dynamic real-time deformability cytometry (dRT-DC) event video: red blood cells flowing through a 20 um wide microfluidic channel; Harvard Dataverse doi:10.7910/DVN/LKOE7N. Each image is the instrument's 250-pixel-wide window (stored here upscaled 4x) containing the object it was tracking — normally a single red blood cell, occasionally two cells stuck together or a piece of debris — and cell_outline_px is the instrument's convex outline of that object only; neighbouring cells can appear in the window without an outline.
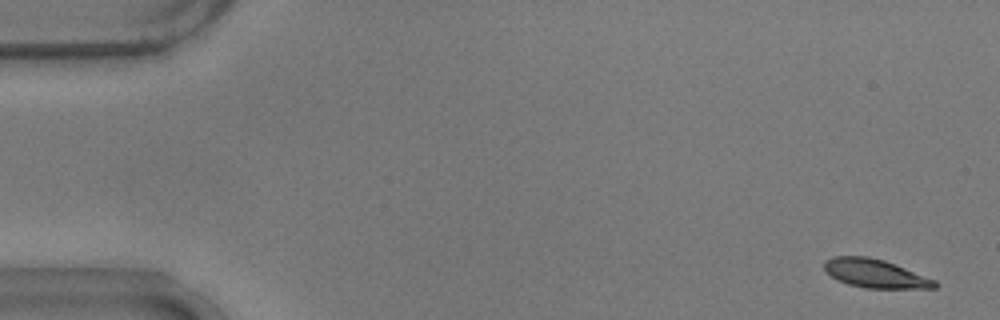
{"species": "common noctule bat (a hibernating species)", "species_latin": "Nyctalus noctula", "temperature_condition": "warm", "stored_images_in_passage": 53, "camera_frame_rate_fps": 3000, "um_per_image_px": 0.085, "animal": {"sex": "male", "body_mass_g": 17.9}, "frame": {"image": 1, "passage_image": 1, "time_ms": 0.0, "image_size_px": [1000, 320], "cell_outline_px": [[940, 284], [936, 288], [864, 288], [848, 284], [832, 276], [824, 268], [824, 260], [832, 256], [868, 256], [884, 260], [936, 280]], "centroid_in_image_um": [74.41, 23.24], "position_along_channel_um": 10.6, "area_um2": 18.32}}
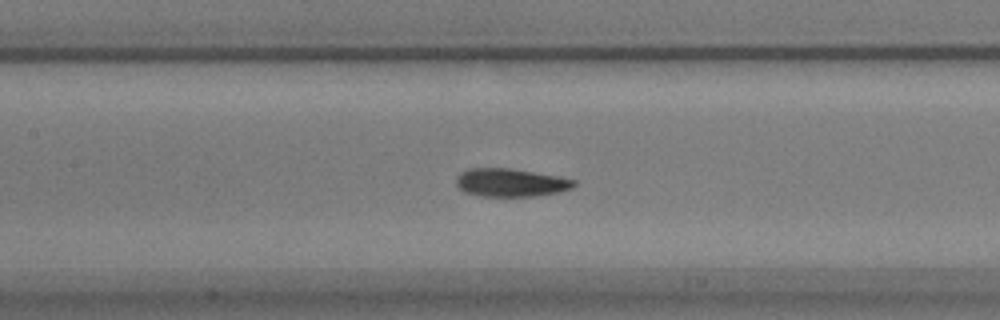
{"frame": {"image": 2, "passage_image": 24, "time_ms": 7.667, "image_size_px": [1000, 320], "cell_outline_px": [[576, 184], [572, 188], [556, 192], [532, 196], [480, 196], [464, 192], [456, 184], [456, 176], [460, 172], [468, 168], [512, 168], [556, 176], [576, 180]], "centroid_in_image_um": [43.36, 15.51], "position_along_channel_um": 164.0, "area_um2": 19.25}}
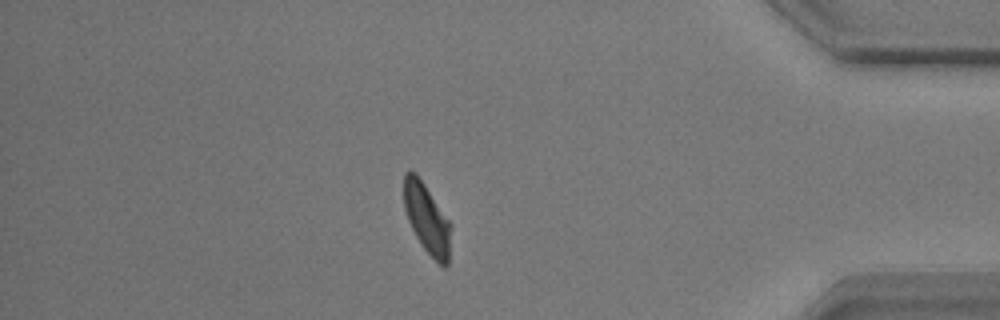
{"frame": {"image": 3, "passage_image": 46, "time_ms": 15.0, "image_size_px": [1000, 320], "cell_outline_px": [[452, 224], [448, 264], [444, 268], [420, 244], [408, 220], [404, 208], [404, 172], [408, 168], [416, 172]], "centroid_in_image_um": [36.29, 18.55], "position_along_channel_um": 398.9, "area_um2": 19.19}, "authors_computed_cell_mechanics": {"area_um2": 19.2474, "velocity_mm_per_s": 3.6926, "shape_relaxation_time_tau1_ms": 3.7024, "shape_relaxation_time_tau2_ms": 1.3268, "deformation_change_tau1": 0.1277, "deformation_change_tau2": 0.0739}}